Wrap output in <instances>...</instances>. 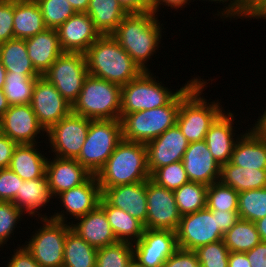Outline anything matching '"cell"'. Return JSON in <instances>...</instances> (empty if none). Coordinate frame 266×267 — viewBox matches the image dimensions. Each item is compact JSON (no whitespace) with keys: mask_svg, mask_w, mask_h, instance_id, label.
<instances>
[{"mask_svg":"<svg viewBox=\"0 0 266 267\" xmlns=\"http://www.w3.org/2000/svg\"><path fill=\"white\" fill-rule=\"evenodd\" d=\"M158 18L153 11L128 13L111 34L142 71H152L148 61L153 60L162 42L164 24Z\"/></svg>","mask_w":266,"mask_h":267,"instance_id":"obj_1","label":"cell"},{"mask_svg":"<svg viewBox=\"0 0 266 267\" xmlns=\"http://www.w3.org/2000/svg\"><path fill=\"white\" fill-rule=\"evenodd\" d=\"M189 80L190 82L181 91L176 124L183 136L191 143L205 140L208 129L225 109L219 99L209 103L207 101L210 100L202 96L210 79L205 81L196 76Z\"/></svg>","mask_w":266,"mask_h":267,"instance_id":"obj_2","label":"cell"},{"mask_svg":"<svg viewBox=\"0 0 266 267\" xmlns=\"http://www.w3.org/2000/svg\"><path fill=\"white\" fill-rule=\"evenodd\" d=\"M85 56L89 75L121 87L143 72L112 35H101Z\"/></svg>","mask_w":266,"mask_h":267,"instance_id":"obj_3","label":"cell"},{"mask_svg":"<svg viewBox=\"0 0 266 267\" xmlns=\"http://www.w3.org/2000/svg\"><path fill=\"white\" fill-rule=\"evenodd\" d=\"M96 177L100 188H111L150 179L145 143L122 140Z\"/></svg>","mask_w":266,"mask_h":267,"instance_id":"obj_4","label":"cell"},{"mask_svg":"<svg viewBox=\"0 0 266 267\" xmlns=\"http://www.w3.org/2000/svg\"><path fill=\"white\" fill-rule=\"evenodd\" d=\"M72 112L92 120L121 119V86L88 75Z\"/></svg>","mask_w":266,"mask_h":267,"instance_id":"obj_5","label":"cell"},{"mask_svg":"<svg viewBox=\"0 0 266 267\" xmlns=\"http://www.w3.org/2000/svg\"><path fill=\"white\" fill-rule=\"evenodd\" d=\"M181 92L168 104L159 108L125 114L120 120L125 141L147 143L176 124Z\"/></svg>","mask_w":266,"mask_h":267,"instance_id":"obj_6","label":"cell"},{"mask_svg":"<svg viewBox=\"0 0 266 267\" xmlns=\"http://www.w3.org/2000/svg\"><path fill=\"white\" fill-rule=\"evenodd\" d=\"M188 82L190 81L175 92L159 82V77L151 71H143L137 78L121 87V118L125 114L168 105Z\"/></svg>","mask_w":266,"mask_h":267,"instance_id":"obj_7","label":"cell"},{"mask_svg":"<svg viewBox=\"0 0 266 267\" xmlns=\"http://www.w3.org/2000/svg\"><path fill=\"white\" fill-rule=\"evenodd\" d=\"M122 140L120 119L91 120L87 138L76 160L91 175H96Z\"/></svg>","mask_w":266,"mask_h":267,"instance_id":"obj_8","label":"cell"},{"mask_svg":"<svg viewBox=\"0 0 266 267\" xmlns=\"http://www.w3.org/2000/svg\"><path fill=\"white\" fill-rule=\"evenodd\" d=\"M40 221V228L22 245L41 267H63L65 239L71 225L51 218Z\"/></svg>","mask_w":266,"mask_h":267,"instance_id":"obj_9","label":"cell"},{"mask_svg":"<svg viewBox=\"0 0 266 267\" xmlns=\"http://www.w3.org/2000/svg\"><path fill=\"white\" fill-rule=\"evenodd\" d=\"M89 75L86 56L80 52H63L42 75L71 105L77 100Z\"/></svg>","mask_w":266,"mask_h":267,"instance_id":"obj_10","label":"cell"},{"mask_svg":"<svg viewBox=\"0 0 266 267\" xmlns=\"http://www.w3.org/2000/svg\"><path fill=\"white\" fill-rule=\"evenodd\" d=\"M91 120L71 111L46 132L45 139L52 147L47 148L56 157L77 159L87 138Z\"/></svg>","mask_w":266,"mask_h":267,"instance_id":"obj_11","label":"cell"},{"mask_svg":"<svg viewBox=\"0 0 266 267\" xmlns=\"http://www.w3.org/2000/svg\"><path fill=\"white\" fill-rule=\"evenodd\" d=\"M176 232L178 248L196 250L198 247L223 240L217 222V210L207 207L181 216Z\"/></svg>","mask_w":266,"mask_h":267,"instance_id":"obj_12","label":"cell"},{"mask_svg":"<svg viewBox=\"0 0 266 267\" xmlns=\"http://www.w3.org/2000/svg\"><path fill=\"white\" fill-rule=\"evenodd\" d=\"M101 197L102 191L97 177L92 175L85 183L58 194L55 199L60 200V206L63 208L52 215L50 213L49 218L70 224L67 222L69 215V220H76L86 215L99 205Z\"/></svg>","mask_w":266,"mask_h":267,"instance_id":"obj_13","label":"cell"},{"mask_svg":"<svg viewBox=\"0 0 266 267\" xmlns=\"http://www.w3.org/2000/svg\"><path fill=\"white\" fill-rule=\"evenodd\" d=\"M147 218L145 229L176 231L181 219L172 190L161 187L151 179L146 181Z\"/></svg>","mask_w":266,"mask_h":267,"instance_id":"obj_14","label":"cell"},{"mask_svg":"<svg viewBox=\"0 0 266 267\" xmlns=\"http://www.w3.org/2000/svg\"><path fill=\"white\" fill-rule=\"evenodd\" d=\"M133 245V260L145 267H162L178 249L173 230L145 229Z\"/></svg>","mask_w":266,"mask_h":267,"instance_id":"obj_15","label":"cell"},{"mask_svg":"<svg viewBox=\"0 0 266 267\" xmlns=\"http://www.w3.org/2000/svg\"><path fill=\"white\" fill-rule=\"evenodd\" d=\"M30 105L46 132L72 111V105L43 76L36 80Z\"/></svg>","mask_w":266,"mask_h":267,"instance_id":"obj_16","label":"cell"},{"mask_svg":"<svg viewBox=\"0 0 266 267\" xmlns=\"http://www.w3.org/2000/svg\"><path fill=\"white\" fill-rule=\"evenodd\" d=\"M0 126L1 133L17 144H38L40 136H46L30 104L10 106L0 117Z\"/></svg>","mask_w":266,"mask_h":267,"instance_id":"obj_17","label":"cell"},{"mask_svg":"<svg viewBox=\"0 0 266 267\" xmlns=\"http://www.w3.org/2000/svg\"><path fill=\"white\" fill-rule=\"evenodd\" d=\"M188 145L189 142L177 124L157 138L145 143L150 174L152 175L158 168L182 161Z\"/></svg>","mask_w":266,"mask_h":267,"instance_id":"obj_18","label":"cell"},{"mask_svg":"<svg viewBox=\"0 0 266 267\" xmlns=\"http://www.w3.org/2000/svg\"><path fill=\"white\" fill-rule=\"evenodd\" d=\"M63 52L86 53L101 34L87 13H75L57 29Z\"/></svg>","mask_w":266,"mask_h":267,"instance_id":"obj_19","label":"cell"},{"mask_svg":"<svg viewBox=\"0 0 266 267\" xmlns=\"http://www.w3.org/2000/svg\"><path fill=\"white\" fill-rule=\"evenodd\" d=\"M234 118V113L230 110L224 111L210 126L205 136L207 147L220 166L230 162L234 146L243 134L236 133Z\"/></svg>","mask_w":266,"mask_h":267,"instance_id":"obj_20","label":"cell"},{"mask_svg":"<svg viewBox=\"0 0 266 267\" xmlns=\"http://www.w3.org/2000/svg\"><path fill=\"white\" fill-rule=\"evenodd\" d=\"M182 163L192 182L209 186L220 179L221 166L213 158L205 140L189 143Z\"/></svg>","mask_w":266,"mask_h":267,"instance_id":"obj_21","label":"cell"},{"mask_svg":"<svg viewBox=\"0 0 266 267\" xmlns=\"http://www.w3.org/2000/svg\"><path fill=\"white\" fill-rule=\"evenodd\" d=\"M102 197L111 205L128 212L131 216L146 224L147 198L146 181L101 188Z\"/></svg>","mask_w":266,"mask_h":267,"instance_id":"obj_22","label":"cell"},{"mask_svg":"<svg viewBox=\"0 0 266 267\" xmlns=\"http://www.w3.org/2000/svg\"><path fill=\"white\" fill-rule=\"evenodd\" d=\"M47 159L46 176L55 198L58 194L85 183L92 175L76 160L54 156Z\"/></svg>","mask_w":266,"mask_h":267,"instance_id":"obj_23","label":"cell"},{"mask_svg":"<svg viewBox=\"0 0 266 267\" xmlns=\"http://www.w3.org/2000/svg\"><path fill=\"white\" fill-rule=\"evenodd\" d=\"M70 225L74 232L96 249L118 242L100 205L86 215L72 220Z\"/></svg>","mask_w":266,"mask_h":267,"instance_id":"obj_24","label":"cell"},{"mask_svg":"<svg viewBox=\"0 0 266 267\" xmlns=\"http://www.w3.org/2000/svg\"><path fill=\"white\" fill-rule=\"evenodd\" d=\"M54 197L51 193L46 174L38 179L23 181L19 188V194L13 200V204L29 217L49 219L45 213L42 215V207L46 208ZM41 210V214L40 211ZM31 215V216H30Z\"/></svg>","mask_w":266,"mask_h":267,"instance_id":"obj_25","label":"cell"},{"mask_svg":"<svg viewBox=\"0 0 266 267\" xmlns=\"http://www.w3.org/2000/svg\"><path fill=\"white\" fill-rule=\"evenodd\" d=\"M244 132L234 146L230 163L247 169L266 170V140L252 127Z\"/></svg>","mask_w":266,"mask_h":267,"instance_id":"obj_26","label":"cell"},{"mask_svg":"<svg viewBox=\"0 0 266 267\" xmlns=\"http://www.w3.org/2000/svg\"><path fill=\"white\" fill-rule=\"evenodd\" d=\"M28 56L35 70L42 76L63 53L56 29L47 28L25 39Z\"/></svg>","mask_w":266,"mask_h":267,"instance_id":"obj_27","label":"cell"},{"mask_svg":"<svg viewBox=\"0 0 266 267\" xmlns=\"http://www.w3.org/2000/svg\"><path fill=\"white\" fill-rule=\"evenodd\" d=\"M38 145L41 144H17L9 164L15 174L23 181L38 179L46 174L47 159ZM39 147V148H38Z\"/></svg>","mask_w":266,"mask_h":267,"instance_id":"obj_28","label":"cell"},{"mask_svg":"<svg viewBox=\"0 0 266 267\" xmlns=\"http://www.w3.org/2000/svg\"><path fill=\"white\" fill-rule=\"evenodd\" d=\"M47 29L36 0H14L15 39H26Z\"/></svg>","mask_w":266,"mask_h":267,"instance_id":"obj_29","label":"cell"},{"mask_svg":"<svg viewBox=\"0 0 266 267\" xmlns=\"http://www.w3.org/2000/svg\"><path fill=\"white\" fill-rule=\"evenodd\" d=\"M99 205L104 209L111 229L120 242L136 243L144 233V224L119 208L111 206L103 197Z\"/></svg>","mask_w":266,"mask_h":267,"instance_id":"obj_30","label":"cell"},{"mask_svg":"<svg viewBox=\"0 0 266 267\" xmlns=\"http://www.w3.org/2000/svg\"><path fill=\"white\" fill-rule=\"evenodd\" d=\"M86 13L101 35H111L128 14L118 0H90Z\"/></svg>","mask_w":266,"mask_h":267,"instance_id":"obj_31","label":"cell"},{"mask_svg":"<svg viewBox=\"0 0 266 267\" xmlns=\"http://www.w3.org/2000/svg\"><path fill=\"white\" fill-rule=\"evenodd\" d=\"M219 181L238 193L266 187V170L247 169L231 164L221 165Z\"/></svg>","mask_w":266,"mask_h":267,"instance_id":"obj_32","label":"cell"},{"mask_svg":"<svg viewBox=\"0 0 266 267\" xmlns=\"http://www.w3.org/2000/svg\"><path fill=\"white\" fill-rule=\"evenodd\" d=\"M0 61L6 71L12 74H25L28 77L41 76L31 63L25 39L14 38L0 44Z\"/></svg>","mask_w":266,"mask_h":267,"instance_id":"obj_33","label":"cell"},{"mask_svg":"<svg viewBox=\"0 0 266 267\" xmlns=\"http://www.w3.org/2000/svg\"><path fill=\"white\" fill-rule=\"evenodd\" d=\"M97 250L70 229L65 239L63 267H96Z\"/></svg>","mask_w":266,"mask_h":267,"instance_id":"obj_34","label":"cell"},{"mask_svg":"<svg viewBox=\"0 0 266 267\" xmlns=\"http://www.w3.org/2000/svg\"><path fill=\"white\" fill-rule=\"evenodd\" d=\"M223 241L230 252H247L261 242L255 222L238 219L224 234Z\"/></svg>","mask_w":266,"mask_h":267,"instance_id":"obj_35","label":"cell"},{"mask_svg":"<svg viewBox=\"0 0 266 267\" xmlns=\"http://www.w3.org/2000/svg\"><path fill=\"white\" fill-rule=\"evenodd\" d=\"M208 186L189 181L174 190L175 201L181 216L194 213L206 207Z\"/></svg>","mask_w":266,"mask_h":267,"instance_id":"obj_36","label":"cell"},{"mask_svg":"<svg viewBox=\"0 0 266 267\" xmlns=\"http://www.w3.org/2000/svg\"><path fill=\"white\" fill-rule=\"evenodd\" d=\"M37 78L7 72L3 92L10 106L31 103Z\"/></svg>","mask_w":266,"mask_h":267,"instance_id":"obj_37","label":"cell"},{"mask_svg":"<svg viewBox=\"0 0 266 267\" xmlns=\"http://www.w3.org/2000/svg\"><path fill=\"white\" fill-rule=\"evenodd\" d=\"M240 219L256 222L266 216V187L239 193Z\"/></svg>","mask_w":266,"mask_h":267,"instance_id":"obj_38","label":"cell"},{"mask_svg":"<svg viewBox=\"0 0 266 267\" xmlns=\"http://www.w3.org/2000/svg\"><path fill=\"white\" fill-rule=\"evenodd\" d=\"M133 261V245L116 242L97 250L96 267H129Z\"/></svg>","mask_w":266,"mask_h":267,"instance_id":"obj_39","label":"cell"},{"mask_svg":"<svg viewBox=\"0 0 266 267\" xmlns=\"http://www.w3.org/2000/svg\"><path fill=\"white\" fill-rule=\"evenodd\" d=\"M239 193L220 181L208 186L206 207L210 210L238 212Z\"/></svg>","mask_w":266,"mask_h":267,"instance_id":"obj_40","label":"cell"},{"mask_svg":"<svg viewBox=\"0 0 266 267\" xmlns=\"http://www.w3.org/2000/svg\"><path fill=\"white\" fill-rule=\"evenodd\" d=\"M36 2L49 29H57L76 13L67 0H36Z\"/></svg>","mask_w":266,"mask_h":267,"instance_id":"obj_41","label":"cell"},{"mask_svg":"<svg viewBox=\"0 0 266 267\" xmlns=\"http://www.w3.org/2000/svg\"><path fill=\"white\" fill-rule=\"evenodd\" d=\"M150 179L161 187L168 190H176L185 183L189 182V178L184 169L182 161L158 168L150 177Z\"/></svg>","mask_w":266,"mask_h":267,"instance_id":"obj_42","label":"cell"},{"mask_svg":"<svg viewBox=\"0 0 266 267\" xmlns=\"http://www.w3.org/2000/svg\"><path fill=\"white\" fill-rule=\"evenodd\" d=\"M194 251L201 267H228L230 251L223 240L200 246Z\"/></svg>","mask_w":266,"mask_h":267,"instance_id":"obj_43","label":"cell"},{"mask_svg":"<svg viewBox=\"0 0 266 267\" xmlns=\"http://www.w3.org/2000/svg\"><path fill=\"white\" fill-rule=\"evenodd\" d=\"M24 214L12 202L0 201V248L7 244L8 240L14 236L15 228ZM12 235V236H11Z\"/></svg>","mask_w":266,"mask_h":267,"instance_id":"obj_44","label":"cell"},{"mask_svg":"<svg viewBox=\"0 0 266 267\" xmlns=\"http://www.w3.org/2000/svg\"><path fill=\"white\" fill-rule=\"evenodd\" d=\"M23 180L11 169H0V201L13 202Z\"/></svg>","mask_w":266,"mask_h":267,"instance_id":"obj_45","label":"cell"},{"mask_svg":"<svg viewBox=\"0 0 266 267\" xmlns=\"http://www.w3.org/2000/svg\"><path fill=\"white\" fill-rule=\"evenodd\" d=\"M14 0H0V44L14 39Z\"/></svg>","mask_w":266,"mask_h":267,"instance_id":"obj_46","label":"cell"},{"mask_svg":"<svg viewBox=\"0 0 266 267\" xmlns=\"http://www.w3.org/2000/svg\"><path fill=\"white\" fill-rule=\"evenodd\" d=\"M162 267H201L195 251L178 248Z\"/></svg>","mask_w":266,"mask_h":267,"instance_id":"obj_47","label":"cell"},{"mask_svg":"<svg viewBox=\"0 0 266 267\" xmlns=\"http://www.w3.org/2000/svg\"><path fill=\"white\" fill-rule=\"evenodd\" d=\"M196 1V0H194ZM200 1V0H199ZM202 1H211L216 2V3H221L224 4L225 8L223 7L222 9L220 8L217 10L218 14L216 13L217 17L220 15L219 18H222L223 21L224 19H230L233 20V18L236 19H243L245 18V0H202ZM232 18V19H231Z\"/></svg>","mask_w":266,"mask_h":267,"instance_id":"obj_48","label":"cell"},{"mask_svg":"<svg viewBox=\"0 0 266 267\" xmlns=\"http://www.w3.org/2000/svg\"><path fill=\"white\" fill-rule=\"evenodd\" d=\"M19 244L17 249H12L14 254L11 258L9 257V261L4 264L6 267H41L32 257V255L27 251V249Z\"/></svg>","mask_w":266,"mask_h":267,"instance_id":"obj_49","label":"cell"},{"mask_svg":"<svg viewBox=\"0 0 266 267\" xmlns=\"http://www.w3.org/2000/svg\"><path fill=\"white\" fill-rule=\"evenodd\" d=\"M17 143L0 133V169L8 168Z\"/></svg>","mask_w":266,"mask_h":267,"instance_id":"obj_50","label":"cell"},{"mask_svg":"<svg viewBox=\"0 0 266 267\" xmlns=\"http://www.w3.org/2000/svg\"><path fill=\"white\" fill-rule=\"evenodd\" d=\"M266 20V0H245V19Z\"/></svg>","mask_w":266,"mask_h":267,"instance_id":"obj_51","label":"cell"},{"mask_svg":"<svg viewBox=\"0 0 266 267\" xmlns=\"http://www.w3.org/2000/svg\"><path fill=\"white\" fill-rule=\"evenodd\" d=\"M245 253L251 267H266V242L261 241L253 249Z\"/></svg>","mask_w":266,"mask_h":267,"instance_id":"obj_52","label":"cell"},{"mask_svg":"<svg viewBox=\"0 0 266 267\" xmlns=\"http://www.w3.org/2000/svg\"><path fill=\"white\" fill-rule=\"evenodd\" d=\"M127 13H143L152 11V0H118Z\"/></svg>","mask_w":266,"mask_h":267,"instance_id":"obj_53","label":"cell"},{"mask_svg":"<svg viewBox=\"0 0 266 267\" xmlns=\"http://www.w3.org/2000/svg\"><path fill=\"white\" fill-rule=\"evenodd\" d=\"M238 219V212L217 210V222L219 229L223 234L229 231L230 228L238 221Z\"/></svg>","mask_w":266,"mask_h":267,"instance_id":"obj_54","label":"cell"},{"mask_svg":"<svg viewBox=\"0 0 266 267\" xmlns=\"http://www.w3.org/2000/svg\"><path fill=\"white\" fill-rule=\"evenodd\" d=\"M190 2H194V0H152V11L156 15L161 14L158 12H160L159 8L161 9L163 7V5L165 7L174 8L176 11V10H179V8L183 9V7L184 8L187 7V4L191 5V4H189ZM161 5H162V7H161Z\"/></svg>","mask_w":266,"mask_h":267,"instance_id":"obj_55","label":"cell"},{"mask_svg":"<svg viewBox=\"0 0 266 267\" xmlns=\"http://www.w3.org/2000/svg\"><path fill=\"white\" fill-rule=\"evenodd\" d=\"M228 267H251L250 261L244 252H230Z\"/></svg>","mask_w":266,"mask_h":267,"instance_id":"obj_56","label":"cell"},{"mask_svg":"<svg viewBox=\"0 0 266 267\" xmlns=\"http://www.w3.org/2000/svg\"><path fill=\"white\" fill-rule=\"evenodd\" d=\"M266 105V104H265ZM266 108V107H265ZM252 124V127L262 138L266 140V110L264 109V113L261 116H258L257 121Z\"/></svg>","mask_w":266,"mask_h":267,"instance_id":"obj_57","label":"cell"},{"mask_svg":"<svg viewBox=\"0 0 266 267\" xmlns=\"http://www.w3.org/2000/svg\"><path fill=\"white\" fill-rule=\"evenodd\" d=\"M76 13H86L90 0H67Z\"/></svg>","mask_w":266,"mask_h":267,"instance_id":"obj_58","label":"cell"},{"mask_svg":"<svg viewBox=\"0 0 266 267\" xmlns=\"http://www.w3.org/2000/svg\"><path fill=\"white\" fill-rule=\"evenodd\" d=\"M261 241L266 242V216L255 222Z\"/></svg>","mask_w":266,"mask_h":267,"instance_id":"obj_59","label":"cell"},{"mask_svg":"<svg viewBox=\"0 0 266 267\" xmlns=\"http://www.w3.org/2000/svg\"><path fill=\"white\" fill-rule=\"evenodd\" d=\"M10 107L8 100L3 92V89H0V117L7 111Z\"/></svg>","mask_w":266,"mask_h":267,"instance_id":"obj_60","label":"cell"},{"mask_svg":"<svg viewBox=\"0 0 266 267\" xmlns=\"http://www.w3.org/2000/svg\"><path fill=\"white\" fill-rule=\"evenodd\" d=\"M6 74H7V71L4 68V66L2 65V62L0 61V89H3V87H4Z\"/></svg>","mask_w":266,"mask_h":267,"instance_id":"obj_61","label":"cell"},{"mask_svg":"<svg viewBox=\"0 0 266 267\" xmlns=\"http://www.w3.org/2000/svg\"><path fill=\"white\" fill-rule=\"evenodd\" d=\"M129 267H145V266H142V265L138 264L136 261L133 260L130 263Z\"/></svg>","mask_w":266,"mask_h":267,"instance_id":"obj_62","label":"cell"}]
</instances>
